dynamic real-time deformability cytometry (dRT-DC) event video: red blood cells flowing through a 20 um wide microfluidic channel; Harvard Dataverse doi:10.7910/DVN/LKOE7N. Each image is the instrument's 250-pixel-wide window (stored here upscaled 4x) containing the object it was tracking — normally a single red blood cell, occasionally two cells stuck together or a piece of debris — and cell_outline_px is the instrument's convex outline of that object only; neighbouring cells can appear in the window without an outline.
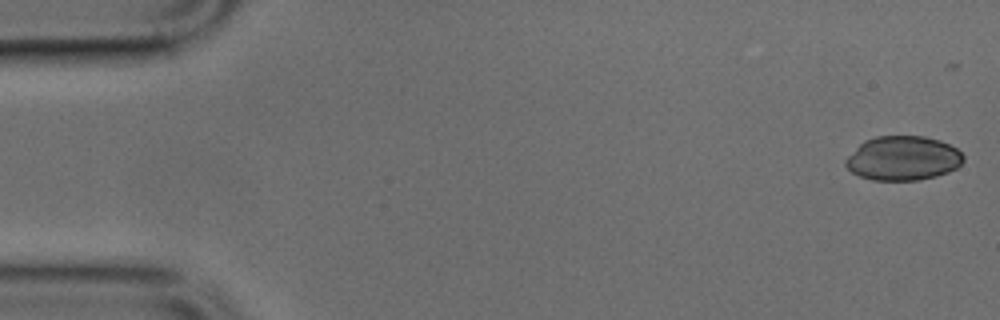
{"species": "common noctule bat (a hibernating species)", "species_latin": "Nyctalus noctula", "temperature_condition": "cold", "stored_images_in_passage": 29, "camera_frame_rate_fps": 3000, "um_per_image_px": 0.085, "animal": {"sex": "male", "body_mass_g": 17.9, "forearm_length_mm": 54.2}, "frame": {"image": 1, "passage_image": 1, "time_ms": 0.0, "image_size_px": [1000, 320], "cell_outline_px": [[964, 160], [956, 168], [948, 172], [936, 176], [920, 180], [872, 180], [860, 176], [852, 172], [844, 164], [844, 160], [864, 140], [876, 136], [924, 136], [940, 140], [956, 148], [964, 156]], "centroid_in_image_um": [76.75, 13.45], "position_along_channel_um": 8.3, "area_um2": 30.4}}
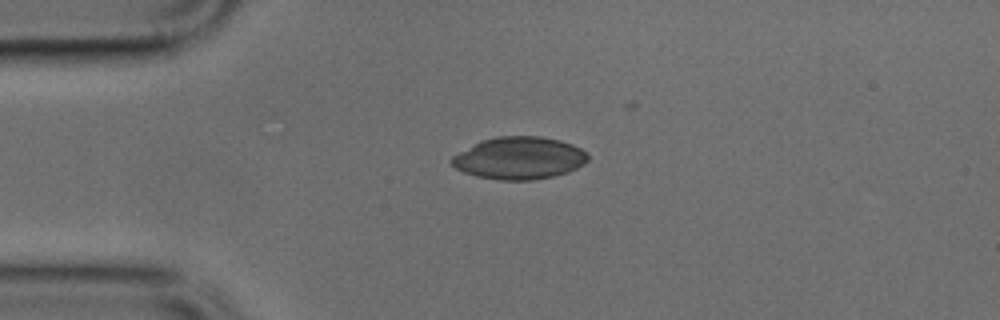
{"frame": {"image": 2, "passage_image": 11, "time_ms": 3.333, "image_size_px": [1000, 320], "cell_outline_px": [[588, 160], [576, 168], [568, 172], [552, 176], [532, 180], [500, 180], [476, 176], [464, 172], [456, 168], [448, 160], [452, 156], [480, 140], [496, 136], [540, 136], [560, 140], [572, 144], [580, 148], [588, 156]], "centroid_in_image_um": [44.1, 13.43], "position_along_channel_um": 40.9, "area_um2": 33.58}}
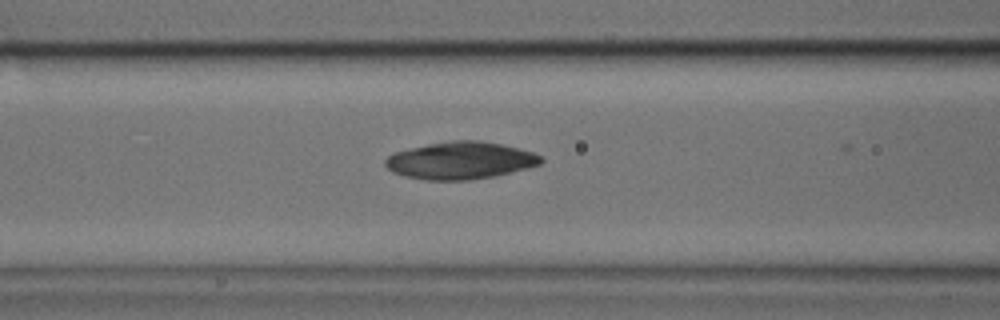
{"frame": {"image": 3, "passage_image": 19, "time_ms": 6.0, "image_size_px": [1000, 320], "cell_outline_px": [[544, 160], [540, 164], [528, 168], [496, 176], [468, 180], [428, 180], [404, 176], [392, 172], [384, 164], [384, 160], [388, 156], [396, 152], [428, 144], [452, 140], [480, 140], [500, 144], [532, 152], [540, 156]], "centroid_in_image_um": [39.13, 13.65], "position_along_channel_um": 127.5, "area_um2": 33.7}}